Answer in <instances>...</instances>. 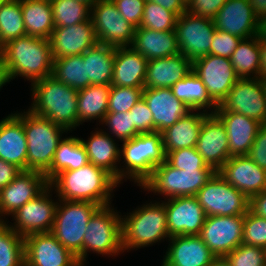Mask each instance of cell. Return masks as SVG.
<instances>
[{"label": "cell", "mask_w": 266, "mask_h": 266, "mask_svg": "<svg viewBox=\"0 0 266 266\" xmlns=\"http://www.w3.org/2000/svg\"><path fill=\"white\" fill-rule=\"evenodd\" d=\"M193 0H181V2L184 4V6L187 8Z\"/></svg>", "instance_id": "64"}, {"label": "cell", "mask_w": 266, "mask_h": 266, "mask_svg": "<svg viewBox=\"0 0 266 266\" xmlns=\"http://www.w3.org/2000/svg\"><path fill=\"white\" fill-rule=\"evenodd\" d=\"M26 35L50 39L55 28L50 0H21Z\"/></svg>", "instance_id": "36"}, {"label": "cell", "mask_w": 266, "mask_h": 266, "mask_svg": "<svg viewBox=\"0 0 266 266\" xmlns=\"http://www.w3.org/2000/svg\"><path fill=\"white\" fill-rule=\"evenodd\" d=\"M160 200L166 207L167 229L170 237L199 235L207 216L196 196Z\"/></svg>", "instance_id": "18"}, {"label": "cell", "mask_w": 266, "mask_h": 266, "mask_svg": "<svg viewBox=\"0 0 266 266\" xmlns=\"http://www.w3.org/2000/svg\"><path fill=\"white\" fill-rule=\"evenodd\" d=\"M58 202L57 194L48 185L39 195L11 215L13 223L9 219L6 223L23 238L32 234L51 232Z\"/></svg>", "instance_id": "10"}, {"label": "cell", "mask_w": 266, "mask_h": 266, "mask_svg": "<svg viewBox=\"0 0 266 266\" xmlns=\"http://www.w3.org/2000/svg\"><path fill=\"white\" fill-rule=\"evenodd\" d=\"M259 167L266 170V125H262L247 155Z\"/></svg>", "instance_id": "53"}, {"label": "cell", "mask_w": 266, "mask_h": 266, "mask_svg": "<svg viewBox=\"0 0 266 266\" xmlns=\"http://www.w3.org/2000/svg\"><path fill=\"white\" fill-rule=\"evenodd\" d=\"M144 88L112 86L109 92L108 113L129 112L142 98Z\"/></svg>", "instance_id": "45"}, {"label": "cell", "mask_w": 266, "mask_h": 266, "mask_svg": "<svg viewBox=\"0 0 266 266\" xmlns=\"http://www.w3.org/2000/svg\"><path fill=\"white\" fill-rule=\"evenodd\" d=\"M196 198L207 217L245 215L249 210V198L218 172L197 192Z\"/></svg>", "instance_id": "11"}, {"label": "cell", "mask_w": 266, "mask_h": 266, "mask_svg": "<svg viewBox=\"0 0 266 266\" xmlns=\"http://www.w3.org/2000/svg\"><path fill=\"white\" fill-rule=\"evenodd\" d=\"M193 71V62L183 54L148 60L144 88H171Z\"/></svg>", "instance_id": "28"}, {"label": "cell", "mask_w": 266, "mask_h": 266, "mask_svg": "<svg viewBox=\"0 0 266 266\" xmlns=\"http://www.w3.org/2000/svg\"><path fill=\"white\" fill-rule=\"evenodd\" d=\"M90 17L98 43L113 47L131 46L136 27L121 16L113 1L98 0L91 7Z\"/></svg>", "instance_id": "12"}, {"label": "cell", "mask_w": 266, "mask_h": 266, "mask_svg": "<svg viewBox=\"0 0 266 266\" xmlns=\"http://www.w3.org/2000/svg\"><path fill=\"white\" fill-rule=\"evenodd\" d=\"M172 93L191 110L214 113L218 105L209 96L202 80L191 71L171 87Z\"/></svg>", "instance_id": "37"}, {"label": "cell", "mask_w": 266, "mask_h": 266, "mask_svg": "<svg viewBox=\"0 0 266 266\" xmlns=\"http://www.w3.org/2000/svg\"><path fill=\"white\" fill-rule=\"evenodd\" d=\"M216 111H231L266 125V93L260 78L238 79Z\"/></svg>", "instance_id": "14"}, {"label": "cell", "mask_w": 266, "mask_h": 266, "mask_svg": "<svg viewBox=\"0 0 266 266\" xmlns=\"http://www.w3.org/2000/svg\"><path fill=\"white\" fill-rule=\"evenodd\" d=\"M164 253L161 266H209L217 258L198 235L170 237Z\"/></svg>", "instance_id": "23"}, {"label": "cell", "mask_w": 266, "mask_h": 266, "mask_svg": "<svg viewBox=\"0 0 266 266\" xmlns=\"http://www.w3.org/2000/svg\"><path fill=\"white\" fill-rule=\"evenodd\" d=\"M49 40L53 59L82 55L98 43L91 17L76 25L55 27Z\"/></svg>", "instance_id": "20"}, {"label": "cell", "mask_w": 266, "mask_h": 266, "mask_svg": "<svg viewBox=\"0 0 266 266\" xmlns=\"http://www.w3.org/2000/svg\"><path fill=\"white\" fill-rule=\"evenodd\" d=\"M227 0H193L187 11L194 16L214 19Z\"/></svg>", "instance_id": "52"}, {"label": "cell", "mask_w": 266, "mask_h": 266, "mask_svg": "<svg viewBox=\"0 0 266 266\" xmlns=\"http://www.w3.org/2000/svg\"><path fill=\"white\" fill-rule=\"evenodd\" d=\"M49 182L45 174L38 171H22L7 186L0 189L2 214L8 219L17 209L34 199Z\"/></svg>", "instance_id": "21"}, {"label": "cell", "mask_w": 266, "mask_h": 266, "mask_svg": "<svg viewBox=\"0 0 266 266\" xmlns=\"http://www.w3.org/2000/svg\"><path fill=\"white\" fill-rule=\"evenodd\" d=\"M16 111L13 114L23 123L27 139V171L45 173L51 167L64 134L70 132L29 109Z\"/></svg>", "instance_id": "6"}, {"label": "cell", "mask_w": 266, "mask_h": 266, "mask_svg": "<svg viewBox=\"0 0 266 266\" xmlns=\"http://www.w3.org/2000/svg\"><path fill=\"white\" fill-rule=\"evenodd\" d=\"M129 112L132 124L139 134L153 132V114L143 98H141Z\"/></svg>", "instance_id": "50"}, {"label": "cell", "mask_w": 266, "mask_h": 266, "mask_svg": "<svg viewBox=\"0 0 266 266\" xmlns=\"http://www.w3.org/2000/svg\"><path fill=\"white\" fill-rule=\"evenodd\" d=\"M26 35L21 0L3 3L0 7V45Z\"/></svg>", "instance_id": "40"}, {"label": "cell", "mask_w": 266, "mask_h": 266, "mask_svg": "<svg viewBox=\"0 0 266 266\" xmlns=\"http://www.w3.org/2000/svg\"><path fill=\"white\" fill-rule=\"evenodd\" d=\"M260 47V78H266V43H259Z\"/></svg>", "instance_id": "58"}, {"label": "cell", "mask_w": 266, "mask_h": 266, "mask_svg": "<svg viewBox=\"0 0 266 266\" xmlns=\"http://www.w3.org/2000/svg\"><path fill=\"white\" fill-rule=\"evenodd\" d=\"M9 78L7 73L5 72L4 68L1 67L0 68V91L3 89V86H5L6 84H8Z\"/></svg>", "instance_id": "60"}, {"label": "cell", "mask_w": 266, "mask_h": 266, "mask_svg": "<svg viewBox=\"0 0 266 266\" xmlns=\"http://www.w3.org/2000/svg\"><path fill=\"white\" fill-rule=\"evenodd\" d=\"M158 200V201H157ZM144 202L125 215L121 213L122 247L124 252L137 251L169 240L167 212L158 199Z\"/></svg>", "instance_id": "3"}, {"label": "cell", "mask_w": 266, "mask_h": 266, "mask_svg": "<svg viewBox=\"0 0 266 266\" xmlns=\"http://www.w3.org/2000/svg\"><path fill=\"white\" fill-rule=\"evenodd\" d=\"M217 172L248 198L266 190V170L247 155L231 156Z\"/></svg>", "instance_id": "19"}, {"label": "cell", "mask_w": 266, "mask_h": 266, "mask_svg": "<svg viewBox=\"0 0 266 266\" xmlns=\"http://www.w3.org/2000/svg\"><path fill=\"white\" fill-rule=\"evenodd\" d=\"M260 81H261L263 88H264V91L266 93V78H260Z\"/></svg>", "instance_id": "65"}, {"label": "cell", "mask_w": 266, "mask_h": 266, "mask_svg": "<svg viewBox=\"0 0 266 266\" xmlns=\"http://www.w3.org/2000/svg\"><path fill=\"white\" fill-rule=\"evenodd\" d=\"M258 37L259 43H266V15L259 19Z\"/></svg>", "instance_id": "59"}, {"label": "cell", "mask_w": 266, "mask_h": 266, "mask_svg": "<svg viewBox=\"0 0 266 266\" xmlns=\"http://www.w3.org/2000/svg\"><path fill=\"white\" fill-rule=\"evenodd\" d=\"M0 266H25L24 238L7 223L0 225Z\"/></svg>", "instance_id": "41"}, {"label": "cell", "mask_w": 266, "mask_h": 266, "mask_svg": "<svg viewBox=\"0 0 266 266\" xmlns=\"http://www.w3.org/2000/svg\"><path fill=\"white\" fill-rule=\"evenodd\" d=\"M2 1L3 3H6V2H9V1H12V0H0Z\"/></svg>", "instance_id": "67"}, {"label": "cell", "mask_w": 266, "mask_h": 266, "mask_svg": "<svg viewBox=\"0 0 266 266\" xmlns=\"http://www.w3.org/2000/svg\"><path fill=\"white\" fill-rule=\"evenodd\" d=\"M55 27L82 23L90 18L91 8L76 0H50Z\"/></svg>", "instance_id": "42"}, {"label": "cell", "mask_w": 266, "mask_h": 266, "mask_svg": "<svg viewBox=\"0 0 266 266\" xmlns=\"http://www.w3.org/2000/svg\"><path fill=\"white\" fill-rule=\"evenodd\" d=\"M22 170L15 164L8 163L0 159V189L7 186L12 180H14Z\"/></svg>", "instance_id": "54"}, {"label": "cell", "mask_w": 266, "mask_h": 266, "mask_svg": "<svg viewBox=\"0 0 266 266\" xmlns=\"http://www.w3.org/2000/svg\"><path fill=\"white\" fill-rule=\"evenodd\" d=\"M76 1L85 3L91 8L98 0H76Z\"/></svg>", "instance_id": "62"}, {"label": "cell", "mask_w": 266, "mask_h": 266, "mask_svg": "<svg viewBox=\"0 0 266 266\" xmlns=\"http://www.w3.org/2000/svg\"><path fill=\"white\" fill-rule=\"evenodd\" d=\"M244 215L209 216L199 237L216 257H225L243 243Z\"/></svg>", "instance_id": "15"}, {"label": "cell", "mask_w": 266, "mask_h": 266, "mask_svg": "<svg viewBox=\"0 0 266 266\" xmlns=\"http://www.w3.org/2000/svg\"><path fill=\"white\" fill-rule=\"evenodd\" d=\"M230 60L239 79L260 78V47L258 35L242 39L232 53Z\"/></svg>", "instance_id": "38"}, {"label": "cell", "mask_w": 266, "mask_h": 266, "mask_svg": "<svg viewBox=\"0 0 266 266\" xmlns=\"http://www.w3.org/2000/svg\"><path fill=\"white\" fill-rule=\"evenodd\" d=\"M214 20L191 15L188 11L181 14L176 22V37L179 51L192 62L210 54Z\"/></svg>", "instance_id": "13"}, {"label": "cell", "mask_w": 266, "mask_h": 266, "mask_svg": "<svg viewBox=\"0 0 266 266\" xmlns=\"http://www.w3.org/2000/svg\"><path fill=\"white\" fill-rule=\"evenodd\" d=\"M202 110H191L162 134L165 154L170 151L196 147L203 120L209 115Z\"/></svg>", "instance_id": "31"}, {"label": "cell", "mask_w": 266, "mask_h": 266, "mask_svg": "<svg viewBox=\"0 0 266 266\" xmlns=\"http://www.w3.org/2000/svg\"><path fill=\"white\" fill-rule=\"evenodd\" d=\"M100 125L102 130H106V133L120 143L139 135L132 124L130 112L107 113Z\"/></svg>", "instance_id": "44"}, {"label": "cell", "mask_w": 266, "mask_h": 266, "mask_svg": "<svg viewBox=\"0 0 266 266\" xmlns=\"http://www.w3.org/2000/svg\"><path fill=\"white\" fill-rule=\"evenodd\" d=\"M114 204L100 207L90 218L83 237V266L89 264L88 253L102 257H119L122 247L121 212ZM120 213V214H119Z\"/></svg>", "instance_id": "7"}, {"label": "cell", "mask_w": 266, "mask_h": 266, "mask_svg": "<svg viewBox=\"0 0 266 266\" xmlns=\"http://www.w3.org/2000/svg\"><path fill=\"white\" fill-rule=\"evenodd\" d=\"M112 86L144 88L148 60L131 46L115 47Z\"/></svg>", "instance_id": "30"}, {"label": "cell", "mask_w": 266, "mask_h": 266, "mask_svg": "<svg viewBox=\"0 0 266 266\" xmlns=\"http://www.w3.org/2000/svg\"><path fill=\"white\" fill-rule=\"evenodd\" d=\"M111 85H90L78 90L77 114L78 127L85 122L96 120L99 125L108 113L109 92ZM99 122V123H98Z\"/></svg>", "instance_id": "33"}, {"label": "cell", "mask_w": 266, "mask_h": 266, "mask_svg": "<svg viewBox=\"0 0 266 266\" xmlns=\"http://www.w3.org/2000/svg\"><path fill=\"white\" fill-rule=\"evenodd\" d=\"M51 76L76 90L89 86L83 54L54 59Z\"/></svg>", "instance_id": "39"}, {"label": "cell", "mask_w": 266, "mask_h": 266, "mask_svg": "<svg viewBox=\"0 0 266 266\" xmlns=\"http://www.w3.org/2000/svg\"><path fill=\"white\" fill-rule=\"evenodd\" d=\"M241 40L242 38L231 35L228 32L215 30L213 32L210 54L230 59Z\"/></svg>", "instance_id": "49"}, {"label": "cell", "mask_w": 266, "mask_h": 266, "mask_svg": "<svg viewBox=\"0 0 266 266\" xmlns=\"http://www.w3.org/2000/svg\"><path fill=\"white\" fill-rule=\"evenodd\" d=\"M87 201L59 199L51 233L83 266V237L92 215L100 208Z\"/></svg>", "instance_id": "8"}, {"label": "cell", "mask_w": 266, "mask_h": 266, "mask_svg": "<svg viewBox=\"0 0 266 266\" xmlns=\"http://www.w3.org/2000/svg\"><path fill=\"white\" fill-rule=\"evenodd\" d=\"M151 1L160 6L164 7L166 10L174 12L178 17L187 11V8L181 2V0H146Z\"/></svg>", "instance_id": "56"}, {"label": "cell", "mask_w": 266, "mask_h": 266, "mask_svg": "<svg viewBox=\"0 0 266 266\" xmlns=\"http://www.w3.org/2000/svg\"><path fill=\"white\" fill-rule=\"evenodd\" d=\"M62 138L51 167L44 173L50 183L60 172L79 169L89 163L88 155L80 137L67 136Z\"/></svg>", "instance_id": "34"}, {"label": "cell", "mask_w": 266, "mask_h": 266, "mask_svg": "<svg viewBox=\"0 0 266 266\" xmlns=\"http://www.w3.org/2000/svg\"><path fill=\"white\" fill-rule=\"evenodd\" d=\"M196 150L216 172L230 158L225 126L214 113L203 120Z\"/></svg>", "instance_id": "22"}, {"label": "cell", "mask_w": 266, "mask_h": 266, "mask_svg": "<svg viewBox=\"0 0 266 266\" xmlns=\"http://www.w3.org/2000/svg\"><path fill=\"white\" fill-rule=\"evenodd\" d=\"M215 173V170H179L165 161L154 169L140 188L147 191L146 194L163 196L164 200L179 196H196Z\"/></svg>", "instance_id": "9"}, {"label": "cell", "mask_w": 266, "mask_h": 266, "mask_svg": "<svg viewBox=\"0 0 266 266\" xmlns=\"http://www.w3.org/2000/svg\"><path fill=\"white\" fill-rule=\"evenodd\" d=\"M178 16L151 1H146L143 17L139 27L155 31L175 30Z\"/></svg>", "instance_id": "43"}, {"label": "cell", "mask_w": 266, "mask_h": 266, "mask_svg": "<svg viewBox=\"0 0 266 266\" xmlns=\"http://www.w3.org/2000/svg\"><path fill=\"white\" fill-rule=\"evenodd\" d=\"M249 210L266 219V190L249 198Z\"/></svg>", "instance_id": "55"}, {"label": "cell", "mask_w": 266, "mask_h": 266, "mask_svg": "<svg viewBox=\"0 0 266 266\" xmlns=\"http://www.w3.org/2000/svg\"><path fill=\"white\" fill-rule=\"evenodd\" d=\"M166 161L179 170H214L207 165L196 147L170 151L166 154Z\"/></svg>", "instance_id": "47"}, {"label": "cell", "mask_w": 266, "mask_h": 266, "mask_svg": "<svg viewBox=\"0 0 266 266\" xmlns=\"http://www.w3.org/2000/svg\"><path fill=\"white\" fill-rule=\"evenodd\" d=\"M24 260L25 266H81L51 232L24 238Z\"/></svg>", "instance_id": "17"}, {"label": "cell", "mask_w": 266, "mask_h": 266, "mask_svg": "<svg viewBox=\"0 0 266 266\" xmlns=\"http://www.w3.org/2000/svg\"><path fill=\"white\" fill-rule=\"evenodd\" d=\"M213 20L216 30L239 38L258 35L259 18L247 0H227Z\"/></svg>", "instance_id": "24"}, {"label": "cell", "mask_w": 266, "mask_h": 266, "mask_svg": "<svg viewBox=\"0 0 266 266\" xmlns=\"http://www.w3.org/2000/svg\"><path fill=\"white\" fill-rule=\"evenodd\" d=\"M2 67L9 81L23 77L31 84L52 75L53 57L50 40L24 35L2 47Z\"/></svg>", "instance_id": "2"}, {"label": "cell", "mask_w": 266, "mask_h": 266, "mask_svg": "<svg viewBox=\"0 0 266 266\" xmlns=\"http://www.w3.org/2000/svg\"><path fill=\"white\" fill-rule=\"evenodd\" d=\"M121 16L129 23L139 28L146 0H113Z\"/></svg>", "instance_id": "51"}, {"label": "cell", "mask_w": 266, "mask_h": 266, "mask_svg": "<svg viewBox=\"0 0 266 266\" xmlns=\"http://www.w3.org/2000/svg\"><path fill=\"white\" fill-rule=\"evenodd\" d=\"M243 243L266 249V219L250 210L244 215Z\"/></svg>", "instance_id": "48"}, {"label": "cell", "mask_w": 266, "mask_h": 266, "mask_svg": "<svg viewBox=\"0 0 266 266\" xmlns=\"http://www.w3.org/2000/svg\"><path fill=\"white\" fill-rule=\"evenodd\" d=\"M193 72L202 80L217 105L222 103L239 79L229 58L212 54L193 61Z\"/></svg>", "instance_id": "16"}, {"label": "cell", "mask_w": 266, "mask_h": 266, "mask_svg": "<svg viewBox=\"0 0 266 266\" xmlns=\"http://www.w3.org/2000/svg\"><path fill=\"white\" fill-rule=\"evenodd\" d=\"M2 46L0 45V68L2 67Z\"/></svg>", "instance_id": "66"}, {"label": "cell", "mask_w": 266, "mask_h": 266, "mask_svg": "<svg viewBox=\"0 0 266 266\" xmlns=\"http://www.w3.org/2000/svg\"><path fill=\"white\" fill-rule=\"evenodd\" d=\"M94 128L90 132V137L86 140L80 138L84 145L89 163L103 168L110 173L119 183V162L121 144L115 138L113 139L102 128Z\"/></svg>", "instance_id": "27"}, {"label": "cell", "mask_w": 266, "mask_h": 266, "mask_svg": "<svg viewBox=\"0 0 266 266\" xmlns=\"http://www.w3.org/2000/svg\"><path fill=\"white\" fill-rule=\"evenodd\" d=\"M131 47L147 60L180 53L175 30L155 31L143 27L136 28Z\"/></svg>", "instance_id": "32"}, {"label": "cell", "mask_w": 266, "mask_h": 266, "mask_svg": "<svg viewBox=\"0 0 266 266\" xmlns=\"http://www.w3.org/2000/svg\"><path fill=\"white\" fill-rule=\"evenodd\" d=\"M49 185L59 199L87 201L101 207L113 204L114 193L120 187L110 173L91 163L79 169L60 172Z\"/></svg>", "instance_id": "1"}, {"label": "cell", "mask_w": 266, "mask_h": 266, "mask_svg": "<svg viewBox=\"0 0 266 266\" xmlns=\"http://www.w3.org/2000/svg\"><path fill=\"white\" fill-rule=\"evenodd\" d=\"M260 19L266 15V0H247Z\"/></svg>", "instance_id": "57"}, {"label": "cell", "mask_w": 266, "mask_h": 266, "mask_svg": "<svg viewBox=\"0 0 266 266\" xmlns=\"http://www.w3.org/2000/svg\"><path fill=\"white\" fill-rule=\"evenodd\" d=\"M0 159L27 171V139L23 123L11 112L0 120Z\"/></svg>", "instance_id": "29"}, {"label": "cell", "mask_w": 266, "mask_h": 266, "mask_svg": "<svg viewBox=\"0 0 266 266\" xmlns=\"http://www.w3.org/2000/svg\"><path fill=\"white\" fill-rule=\"evenodd\" d=\"M142 98L153 114V132L161 133L191 111L172 93L171 88H144Z\"/></svg>", "instance_id": "25"}, {"label": "cell", "mask_w": 266, "mask_h": 266, "mask_svg": "<svg viewBox=\"0 0 266 266\" xmlns=\"http://www.w3.org/2000/svg\"><path fill=\"white\" fill-rule=\"evenodd\" d=\"M7 222V218L2 214L1 205H0V225L5 224Z\"/></svg>", "instance_id": "63"}, {"label": "cell", "mask_w": 266, "mask_h": 266, "mask_svg": "<svg viewBox=\"0 0 266 266\" xmlns=\"http://www.w3.org/2000/svg\"><path fill=\"white\" fill-rule=\"evenodd\" d=\"M224 258L230 266H266V249L242 243Z\"/></svg>", "instance_id": "46"}, {"label": "cell", "mask_w": 266, "mask_h": 266, "mask_svg": "<svg viewBox=\"0 0 266 266\" xmlns=\"http://www.w3.org/2000/svg\"><path fill=\"white\" fill-rule=\"evenodd\" d=\"M115 47L97 43L83 53L86 78L90 85H111L115 60Z\"/></svg>", "instance_id": "35"}, {"label": "cell", "mask_w": 266, "mask_h": 266, "mask_svg": "<svg viewBox=\"0 0 266 266\" xmlns=\"http://www.w3.org/2000/svg\"><path fill=\"white\" fill-rule=\"evenodd\" d=\"M209 266H230L224 257H217Z\"/></svg>", "instance_id": "61"}, {"label": "cell", "mask_w": 266, "mask_h": 266, "mask_svg": "<svg viewBox=\"0 0 266 266\" xmlns=\"http://www.w3.org/2000/svg\"><path fill=\"white\" fill-rule=\"evenodd\" d=\"M119 184L132 181L141 185L152 175L154 169L166 161L160 132L140 133L121 142Z\"/></svg>", "instance_id": "5"}, {"label": "cell", "mask_w": 266, "mask_h": 266, "mask_svg": "<svg viewBox=\"0 0 266 266\" xmlns=\"http://www.w3.org/2000/svg\"><path fill=\"white\" fill-rule=\"evenodd\" d=\"M214 114L225 126L230 157L248 155L262 124L255 119L236 112L215 111Z\"/></svg>", "instance_id": "26"}, {"label": "cell", "mask_w": 266, "mask_h": 266, "mask_svg": "<svg viewBox=\"0 0 266 266\" xmlns=\"http://www.w3.org/2000/svg\"><path fill=\"white\" fill-rule=\"evenodd\" d=\"M30 85L32 102L27 109L71 133L78 128V90L57 81L53 76L37 80Z\"/></svg>", "instance_id": "4"}]
</instances>
